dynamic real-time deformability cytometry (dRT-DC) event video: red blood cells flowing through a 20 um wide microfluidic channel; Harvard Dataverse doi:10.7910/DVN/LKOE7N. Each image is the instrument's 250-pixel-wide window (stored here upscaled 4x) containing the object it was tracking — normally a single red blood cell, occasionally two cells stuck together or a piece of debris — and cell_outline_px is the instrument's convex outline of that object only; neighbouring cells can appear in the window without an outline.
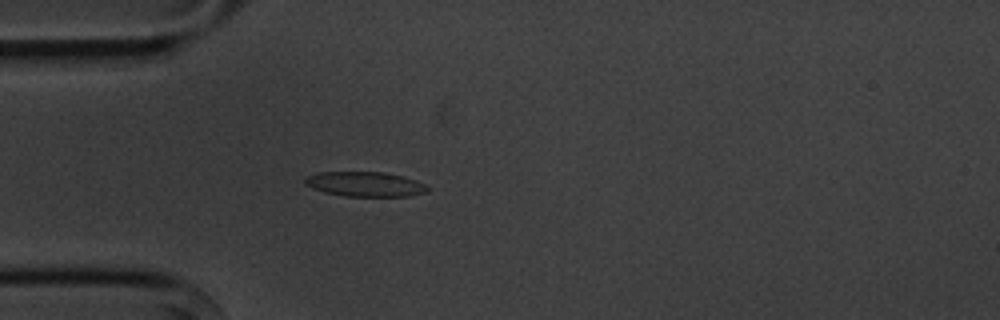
{"species": "common noctule bat (a hibernating species)", "species_latin": "Nyctalus noctula", "temperature_condition": "cold", "stored_images_in_passage": 5, "camera_frame_rate_fps": 3000, "um_per_image_px": 0.085, "animal": {"sex": "male", "body_mass_g": 20.1, "forearm_length_mm": 53.5}, "frame": {"image": 1, "passage_image": 5, "time_ms": 4.667, "image_size_px": [1000, 320], "cell_outline_px": [[428, 192], [408, 196], [344, 196], [324, 192], [312, 188], [304, 184], [304, 176], [320, 172], [380, 172], [404, 176], [416, 180], [424, 184], [428, 188]], "centroid_in_image_um": [31.0, 15.65], "position_along_channel_um": 54.0, "area_um2": 17.74}}